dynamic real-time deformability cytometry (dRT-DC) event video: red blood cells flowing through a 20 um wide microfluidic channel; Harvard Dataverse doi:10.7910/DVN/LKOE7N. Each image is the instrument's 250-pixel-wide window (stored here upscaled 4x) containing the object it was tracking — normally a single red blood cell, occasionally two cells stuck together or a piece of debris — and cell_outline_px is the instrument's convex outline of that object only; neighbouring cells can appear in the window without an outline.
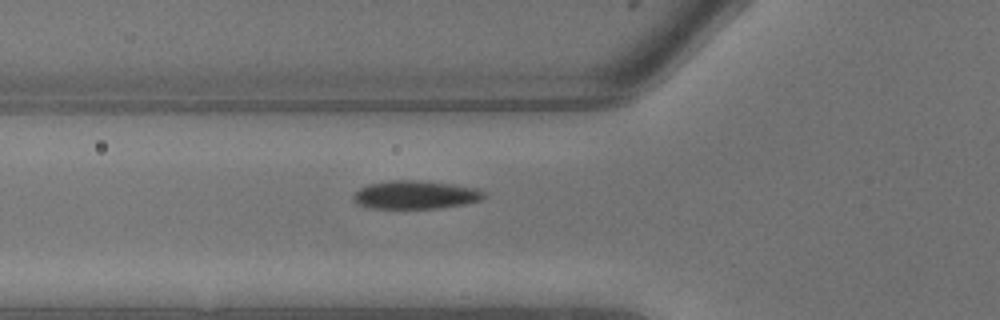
{"species": "common noctule bat (a hibernating species)", "species_latin": "Nyctalus noctula", "temperature_condition": "warm", "stored_images_in_passage": 3, "camera_frame_rate_fps": 3000, "um_per_image_px": 0.085, "animal": {"sex": "male", "body_mass_g": 13.3}, "frame": {"image": 1, "passage_image": 3, "time_ms": 0.667, "image_size_px": [1000, 320], "cell_outline_px": [[484, 196], [480, 200], [464, 204], [440, 208], [372, 208], [360, 204], [352, 196], [360, 188], [368, 184], [388, 180], [420, 180], [476, 188], [484, 192]], "centroid_in_image_um": [35.3, 16.55], "position_along_channel_um": 90.5, "area_um2": 21.21}}